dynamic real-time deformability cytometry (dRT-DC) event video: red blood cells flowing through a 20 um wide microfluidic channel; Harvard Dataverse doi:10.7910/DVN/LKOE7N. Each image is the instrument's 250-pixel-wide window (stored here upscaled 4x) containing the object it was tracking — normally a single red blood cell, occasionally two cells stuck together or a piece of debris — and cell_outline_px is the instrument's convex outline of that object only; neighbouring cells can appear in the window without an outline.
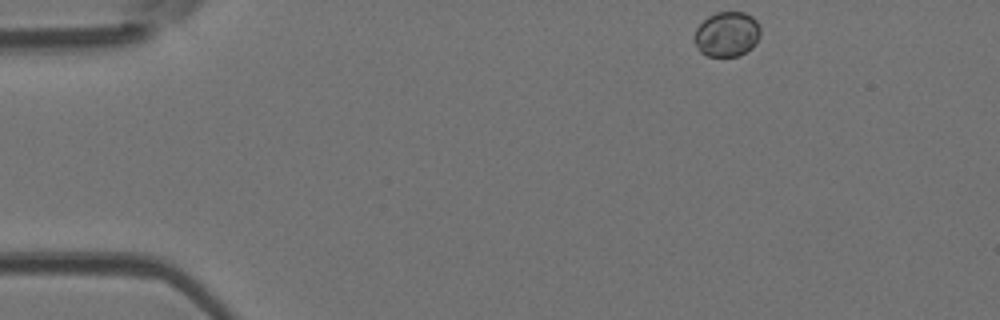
{"species": "Egyptian fruit bat (a non-hibernating species)", "species_latin": "Rousettus aegyptiacus", "temperature_condition": "room temperature", "stored_images_in_passage": 46, "camera_frame_rate_fps": 3000, "um_per_image_px": 0.085, "animal": {"sex": "female"}, "frame": {"image": 1, "passage_image": 1, "time_ms": 0.0, "image_size_px": [1000, 320], "cell_outline_px": [[760, 36], [756, 44], [752, 48], [740, 56], [708, 56], [700, 52], [692, 40], [696, 28], [708, 16], [716, 12], [744, 12], [752, 16], [756, 20], [760, 28]], "centroid_in_image_um": [61.78, 2.91], "position_along_channel_um": 23.2, "area_um2": 17.57}}
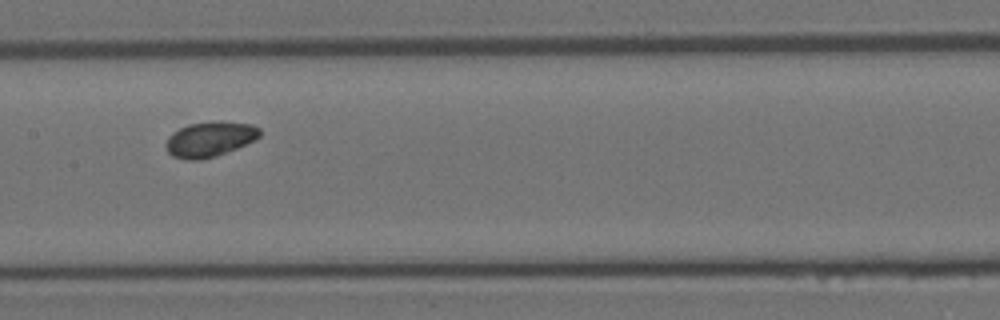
{"frame": {"image": 2, "passage_image": 20, "time_ms": 6.333, "image_size_px": [1000, 320], "cell_outline_px": [[260, 136], [256, 140], [216, 156], [200, 160], [184, 160], [172, 156], [168, 152], [164, 144], [168, 136], [172, 132], [188, 124], [216, 120], [220, 120], [252, 124], [260, 128]], "centroid_in_image_um": [17.82, 11.82], "position_along_channel_um": 189.6, "area_um2": 19.59}}
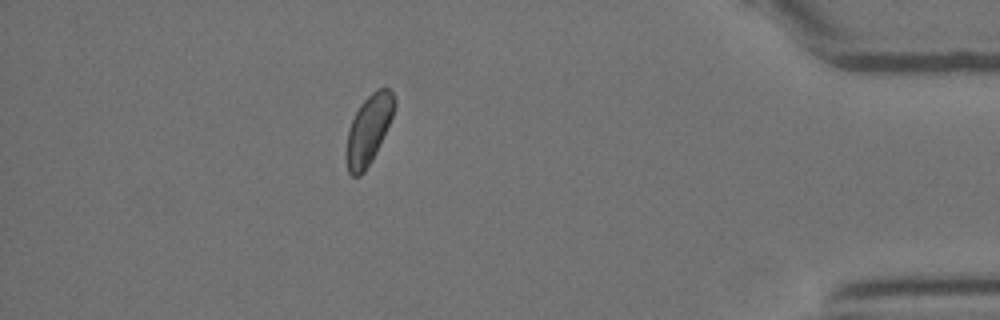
{"frame": {"image": 3, "passage_image": 40, "time_ms": 13.0, "image_size_px": [1000, 320], "cell_outline_px": [[396, 104], [392, 116], [376, 152], [372, 160], [364, 172], [360, 176], [352, 176], [348, 172], [344, 156], [348, 132], [352, 120], [360, 104], [376, 88], [388, 88], [392, 92], [396, 100]], "centroid_in_image_um": [31.31, 11.03], "position_along_channel_um": 403.9, "area_um2": 19.36}, "authors_computed_cell_mechanics": {"area_um2": 18.8717, "velocity_mm_per_s": 3.8893, "shape_relaxation_time_tau1_ms": 2.3089, "shape_relaxation_time_tau2_ms": 9.901, "deformation_change_tau1": null, "deformation_change_tau2": 0.149}}